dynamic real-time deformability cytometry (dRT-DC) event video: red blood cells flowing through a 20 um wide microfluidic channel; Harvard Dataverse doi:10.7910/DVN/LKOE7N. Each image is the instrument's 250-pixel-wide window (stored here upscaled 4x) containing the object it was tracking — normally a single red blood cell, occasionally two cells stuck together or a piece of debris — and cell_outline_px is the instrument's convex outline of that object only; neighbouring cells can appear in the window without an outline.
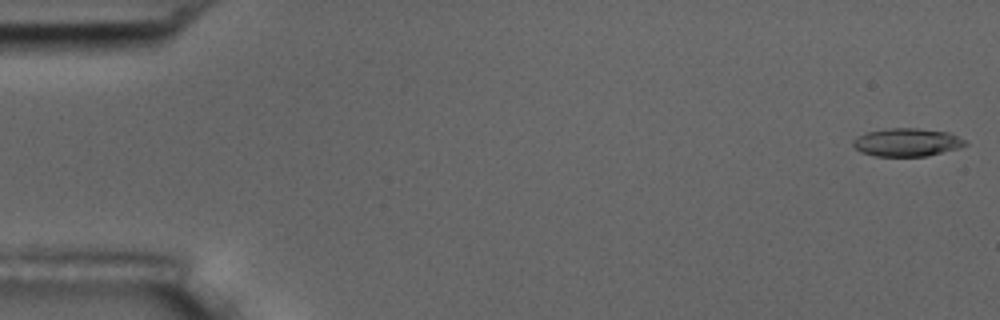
{"species": "common noctule bat (a hibernating species)", "species_latin": "Nyctalus noctula", "temperature_condition": "room temperature", "stored_images_in_passage": 56, "camera_frame_rate_fps": 3000, "um_per_image_px": 0.085, "animal": {"sex": "male", "body_mass_g": 17.5, "forearm_length_mm": 52.3}, "frame": {"image": 1, "passage_image": 1, "time_ms": 0.0, "image_size_px": [1000, 320], "cell_outline_px": [[968, 144], [960, 148], [924, 156], [876, 156], [860, 152], [852, 144], [852, 140], [868, 132], [888, 128], [920, 128], [948, 132], [964, 140]], "centroid_in_image_um": [77.09, 12.09], "position_along_channel_um": 7.9, "area_um2": 18.21}}
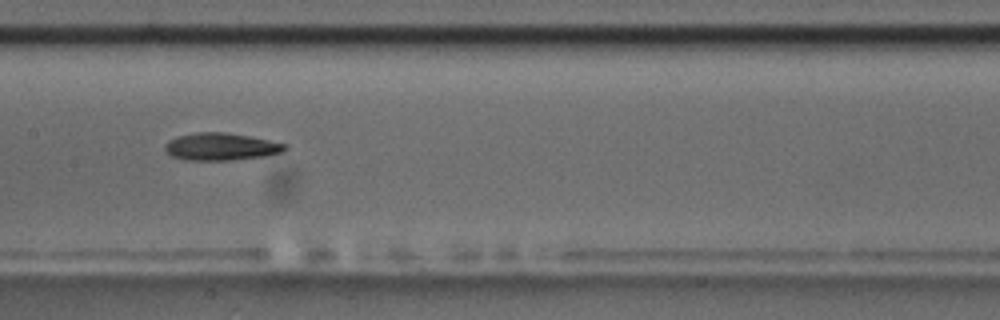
{"frame": {"image": 2, "passage_image": 28, "time_ms": 9.0, "image_size_px": [1000, 320], "cell_outline_px": [[288, 148], [284, 152], [268, 156], [232, 160], [184, 160], [172, 156], [164, 148], [164, 144], [168, 140], [176, 136], [196, 132], [224, 132], [248, 136], [288, 144]], "centroid_in_image_um": [18.8, 12.47], "position_along_channel_um": 188.6, "area_um2": 19.36}}
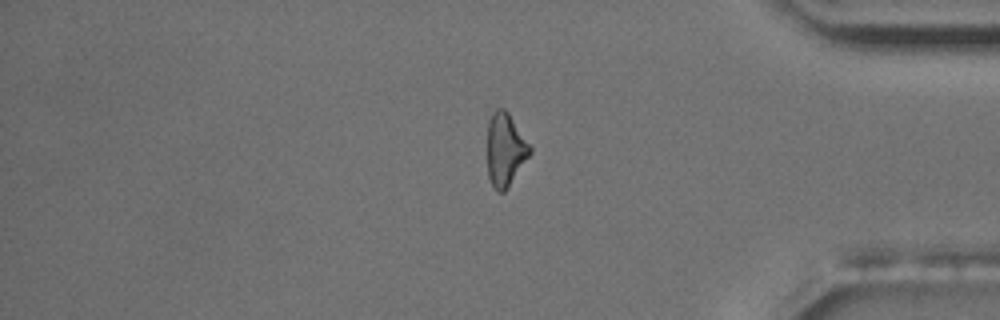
{"frame": {"image": 3, "passage_image": 47, "time_ms": 15.333, "image_size_px": [1000, 320], "cell_outline_px": [[532, 152], [504, 192], [496, 192], [488, 176], [488, 120], [492, 112], [496, 108], [504, 108], [508, 112], [532, 148]], "centroid_in_image_um": [42.94, 12.7], "position_along_channel_um": 392.3, "area_um2": 18.03}, "authors_computed_cell_mechanics": {"area_um2": 18.5827, "velocity_mm_per_s": 3.5898, "shape_relaxation_time_tau1_ms": 5.7153, "shape_relaxation_time_tau2_ms": 5.8254, "deformation_change_tau1": 0.1541, "deformation_change_tau2": 0.176}}